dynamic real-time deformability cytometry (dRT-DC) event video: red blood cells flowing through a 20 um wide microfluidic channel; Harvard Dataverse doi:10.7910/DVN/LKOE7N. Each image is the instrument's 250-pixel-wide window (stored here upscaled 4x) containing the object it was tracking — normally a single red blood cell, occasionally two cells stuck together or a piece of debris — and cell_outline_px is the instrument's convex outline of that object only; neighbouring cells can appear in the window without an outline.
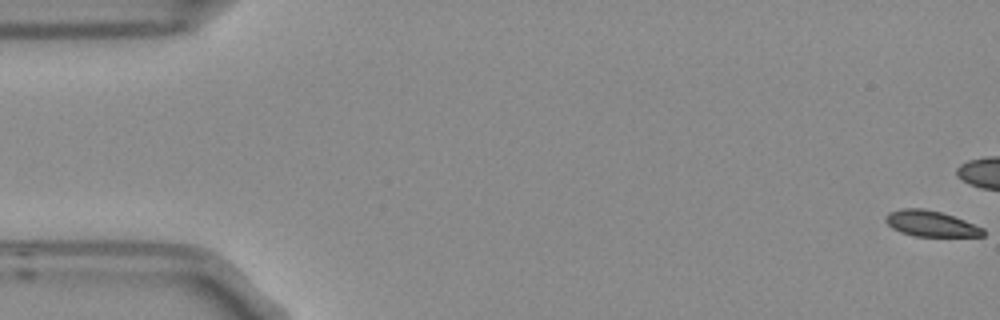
{"species": "Egyptian fruit bat (a non-hibernating species)", "species_latin": "Rousettus aegyptiacus", "temperature_condition": "room temperature", "stored_images_in_passage": 7, "camera_frame_rate_fps": 3000, "um_per_image_px": 0.085, "frame": {"image": 1, "passage_image": 1, "time_ms": 0.0, "image_size_px": [1000, 320], "cell_outline_px": [[984, 236], [916, 236], [900, 232], [892, 228], [884, 220], [888, 212], [900, 208], [924, 208], [940, 212], [964, 220], [984, 228]], "centroid_in_image_um": [79.09, 19.0], "position_along_channel_um": 5.9, "area_um2": 14.62}}